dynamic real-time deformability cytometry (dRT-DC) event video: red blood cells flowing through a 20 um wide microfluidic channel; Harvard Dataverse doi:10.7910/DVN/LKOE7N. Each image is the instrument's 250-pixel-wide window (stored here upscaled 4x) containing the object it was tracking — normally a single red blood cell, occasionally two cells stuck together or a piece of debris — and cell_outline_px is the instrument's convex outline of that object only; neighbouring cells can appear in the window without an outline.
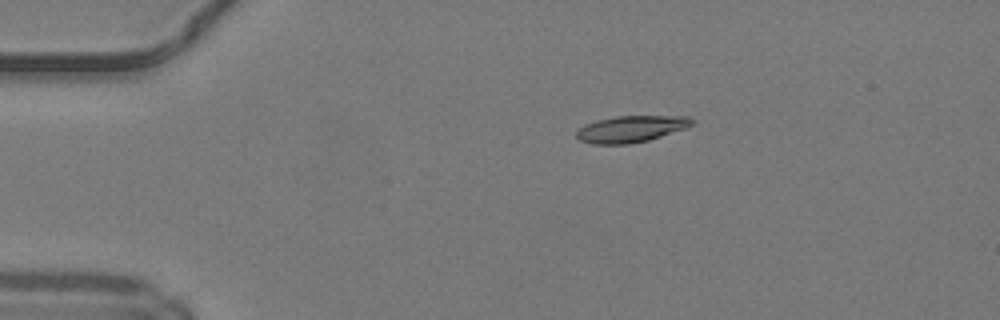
{"species": "common noctule bat (a hibernating species)", "species_latin": "Nyctalus noctula", "temperature_condition": "warm", "stored_images_in_passage": 34, "camera_frame_rate_fps": 3000, "um_per_image_px": 0.085, "animal": {"sex": "male", "body_mass_g": 19.2, "forearm_length_mm": 51.8}, "frame": {"image": 1, "passage_image": 1, "time_ms": 0.0, "image_size_px": [1000, 320], "cell_outline_px": [[696, 124], [648, 140], [628, 144], [592, 144], [580, 140], [576, 136], [576, 132], [584, 124], [596, 120], [616, 116], [688, 116], [696, 120]], "centroid_in_image_um": [53.64, 10.95], "position_along_channel_um": 31.4, "area_um2": 17.86}}
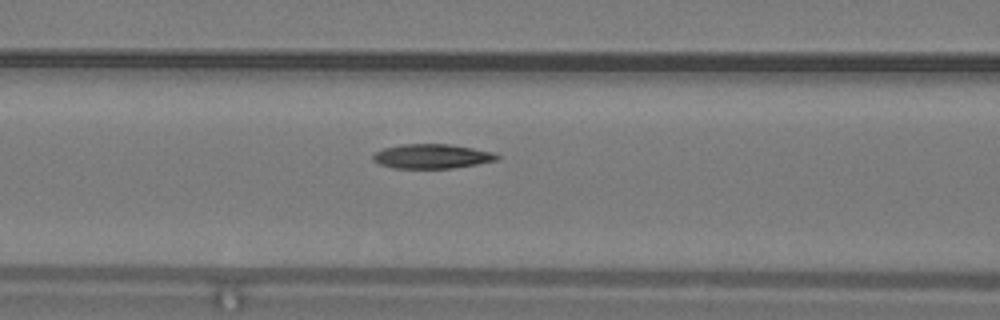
{"frame": {"image": 2, "passage_image": 12, "time_ms": 3.667, "image_size_px": [1000, 320], "cell_outline_px": [[500, 156], [496, 160], [476, 164], [452, 168], [392, 168], [380, 164], [372, 160], [372, 156], [376, 152], [384, 148], [404, 144], [448, 144], [496, 152]], "centroid_in_image_um": [36.71, 13.28], "position_along_channel_um": 129.9, "area_um2": 17.57}}
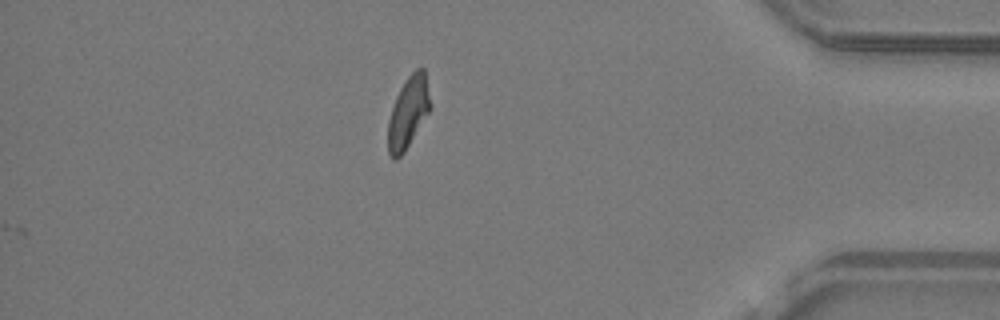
{"frame": {"image": 3, "passage_image": 34, "time_ms": 11.0, "image_size_px": [1000, 320], "cell_outline_px": [[432, 108], [404, 152], [396, 160], [392, 160], [388, 152], [388, 120], [396, 96], [400, 88], [408, 76], [416, 68], [424, 68], [432, 104]], "centroid_in_image_um": [34.71, 9.56], "position_along_channel_um": 400.5, "area_um2": 17.74}, "authors_computed_cell_mechanics": {"area_um2": 18.0625, "velocity_mm_per_s": 4.2099, "shape_relaxation_time_tau1_ms": 4.9406, "shape_relaxation_time_tau2_ms": 2.7155, "deformation_change_tau1": 0.1601, "deformation_change_tau2": 0.0805}}